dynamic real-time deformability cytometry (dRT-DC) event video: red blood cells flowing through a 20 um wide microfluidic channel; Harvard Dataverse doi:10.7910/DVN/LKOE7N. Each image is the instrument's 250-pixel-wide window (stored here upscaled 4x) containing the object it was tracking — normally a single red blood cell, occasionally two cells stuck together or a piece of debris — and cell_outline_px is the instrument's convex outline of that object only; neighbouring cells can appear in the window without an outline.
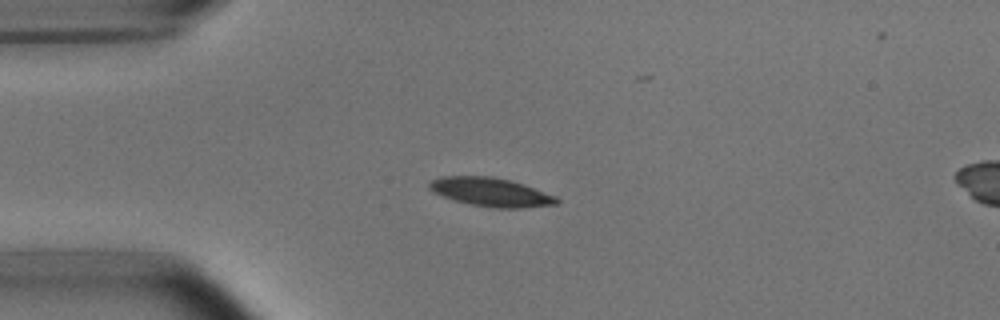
{"species": "common noctule bat (a hibernating species)", "species_latin": "Nyctalus noctula", "temperature_condition": "room temperature", "stored_images_in_passage": 29, "camera_frame_rate_fps": 3000, "um_per_image_px": 0.085, "animal": {"sex": "male", "body_mass_g": 15.6}, "frame": {"image": 1, "passage_image": 1, "time_ms": 0.0, "image_size_px": [1000, 320], "cell_outline_px": [[560, 200], [556, 204], [520, 208], [496, 208], [472, 204], [456, 200], [444, 196], [428, 188], [428, 184], [432, 180], [440, 176], [492, 176], [512, 180], [524, 184], [556, 196]], "centroid_in_image_um": [41.75, 16.31], "position_along_channel_um": 43.2, "area_um2": 21.1}}
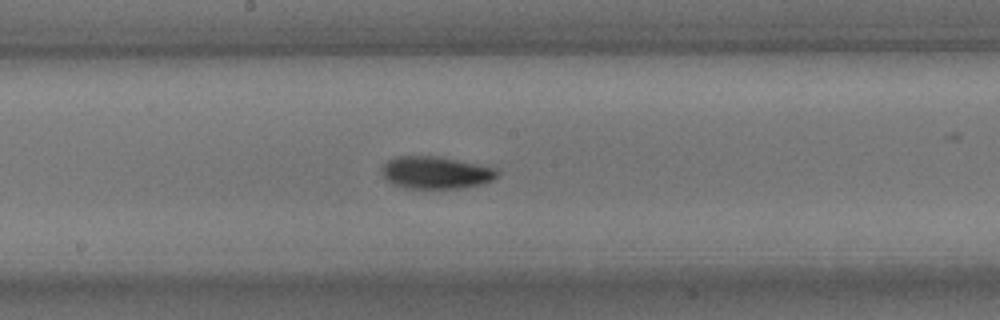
{"frame": {"image": 2, "passage_image": 16, "time_ms": 5.0, "image_size_px": [1000, 320], "cell_outline_px": [[500, 176], [484, 184], [464, 188], [404, 188], [388, 180], [384, 176], [384, 164], [388, 160], [396, 156], [436, 156], [496, 168], [500, 172]], "centroid_in_image_um": [37.12, 14.68], "position_along_channel_um": 211.1, "area_um2": 21.56}}
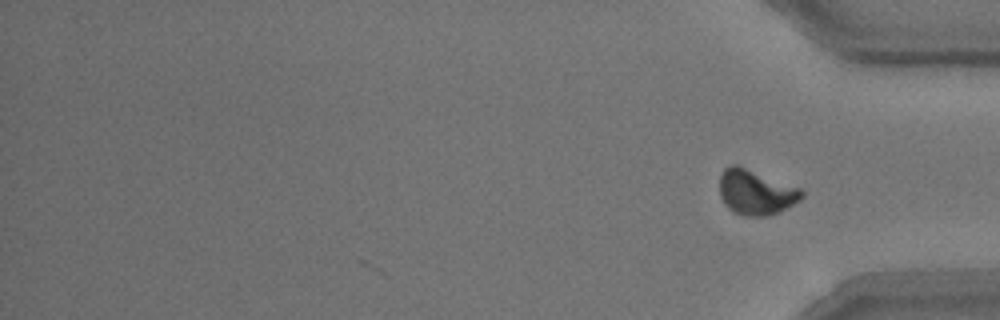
{"frame": {"image": 3, "passage_image": 29, "time_ms": 9.333, "image_size_px": [1000, 320], "cell_outline_px": [[804, 196], [800, 200], [780, 212], [768, 216], [744, 216], [732, 212], [724, 204], [720, 196], [720, 172], [728, 164], [736, 164], [800, 188], [804, 192]], "centroid_in_image_um": [64.22, 16.34], "position_along_channel_um": 371.0, "area_um2": 21.79}, "authors_computed_cell_mechanics": {"area_um2": 21.5594, "velocity_mm_per_s": 3.7335, "shape_relaxation_time_tau1_ms": 2.1071, "shape_relaxation_time_tau2_ms": 4.6381, "deformation_change_tau1": 0.1284, "deformation_change_tau2": 0.0681}}